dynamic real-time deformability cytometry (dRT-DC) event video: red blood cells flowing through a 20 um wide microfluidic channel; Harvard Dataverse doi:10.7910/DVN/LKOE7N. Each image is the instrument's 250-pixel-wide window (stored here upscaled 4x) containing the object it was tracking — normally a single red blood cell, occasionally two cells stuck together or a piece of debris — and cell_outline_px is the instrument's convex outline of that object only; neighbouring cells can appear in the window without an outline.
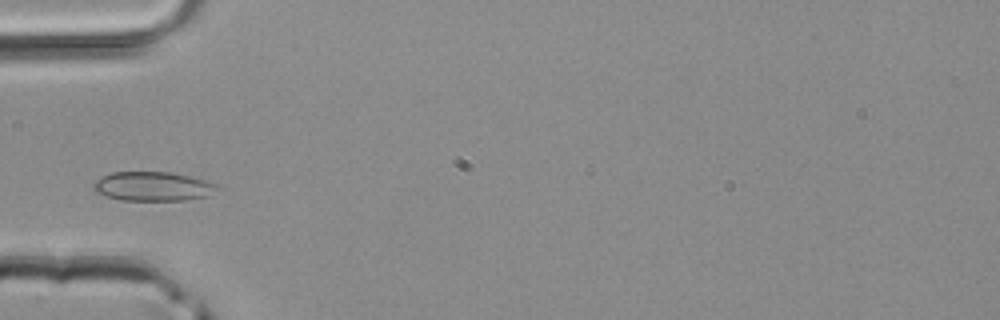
{"species": "common noctule bat (a hibernating species)", "species_latin": "Nyctalus noctula", "temperature_condition": "room temperature", "stored_images_in_passage": 4, "camera_frame_rate_fps": 3000, "um_per_image_px": 0.085, "animal": {"sex": "male", "body_mass_g": 20.4}, "frame": {"image": 1, "passage_image": 4, "time_ms": 1.0, "image_size_px": [1000, 320], "cell_outline_px": [[220, 188], [208, 196], [184, 200], [120, 200], [96, 192], [92, 188], [92, 184], [100, 176], [112, 172], [168, 172], [212, 180]], "centroid_in_image_um": [13.02, 15.83], "position_along_channel_um": 72.0, "area_um2": 21.27}}